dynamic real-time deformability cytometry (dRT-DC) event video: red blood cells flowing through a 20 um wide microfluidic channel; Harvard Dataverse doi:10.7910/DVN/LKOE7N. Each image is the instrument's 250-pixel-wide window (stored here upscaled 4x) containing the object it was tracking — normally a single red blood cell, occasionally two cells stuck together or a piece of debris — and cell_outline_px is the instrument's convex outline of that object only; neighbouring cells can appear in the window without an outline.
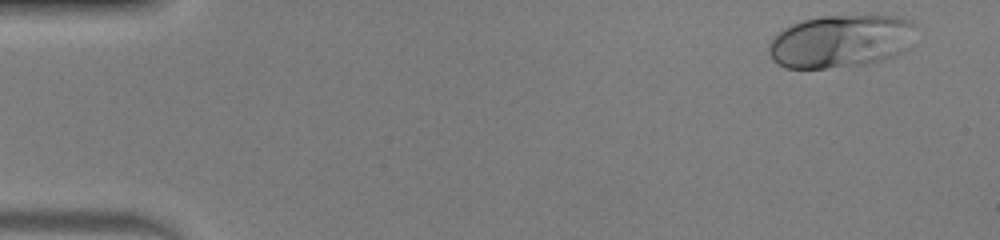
{"species": "human", "species_latin": "Homo sapiens", "temperature_condition": "warm", "stored_images_in_passage": 48, "camera_frame_rate_fps": 3000, "um_per_image_px": 0.085, "donor": {"sex": "male"}, "frame": {"image": 1, "passage_image": 1, "time_ms": 0.0, "image_size_px": [1000, 240], "cell_outline_px": [[916, 44], [912, 48], [896, 56], [884, 60], [868, 64], [824, 68], [784, 68], [776, 64], [772, 60], [768, 52], [768, 44], [784, 28], [792, 24], [804, 20], [820, 16], [872, 12], [900, 16], [912, 20]], "centroid_in_image_um": [71.58, 3.46], "position_along_channel_um": 13.4, "area_um2": 47.16}}
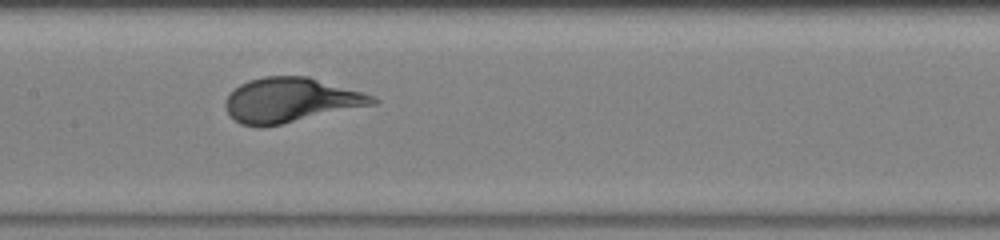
{"frame": {"image": 2, "passage_image": 23, "time_ms": 7.333, "image_size_px": [1000, 240], "cell_outline_px": [[380, 100], [376, 104], [280, 124], [240, 124], [228, 112], [224, 104], [228, 96], [240, 84], [248, 80], [264, 76], [308, 76], [364, 92], [376, 96]], "centroid_in_image_um": [24.78, 8.47], "position_along_channel_um": 182.6, "area_um2": 37.63}}
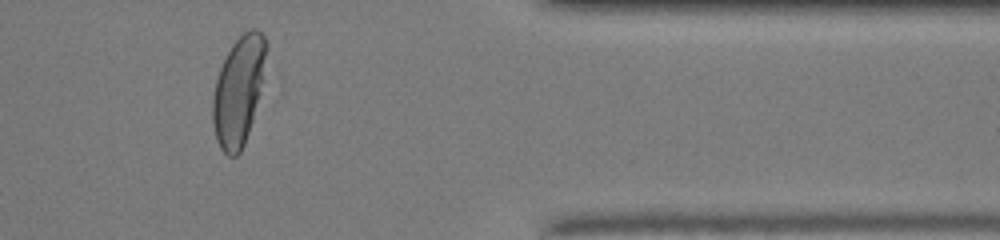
{"frame": {"image": 3, "passage_image": 40, "time_ms": 13.0, "image_size_px": [1000, 240], "cell_outline_px": [[268, 80], [244, 144], [240, 152], [236, 156], [228, 156], [220, 148], [216, 140], [212, 124], [212, 96], [216, 80], [220, 68], [232, 44], [244, 32], [252, 28], [256, 28], [264, 36], [268, 44]], "centroid_in_image_um": [20.36, 7.69], "position_along_channel_um": 391.0, "area_um2": 35.55}}